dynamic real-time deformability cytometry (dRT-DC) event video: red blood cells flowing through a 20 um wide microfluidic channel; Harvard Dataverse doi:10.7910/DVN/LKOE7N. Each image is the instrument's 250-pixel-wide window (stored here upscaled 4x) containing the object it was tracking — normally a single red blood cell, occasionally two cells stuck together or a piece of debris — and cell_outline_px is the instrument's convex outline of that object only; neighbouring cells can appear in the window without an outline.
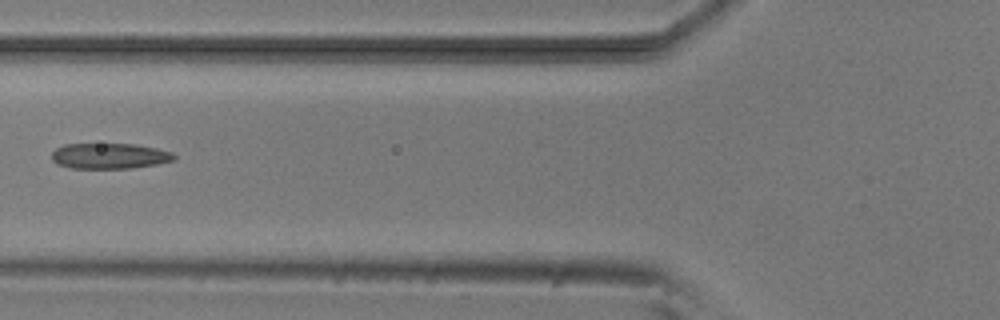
{"species": "common noctule bat (a hibernating species)", "species_latin": "Nyctalus noctula", "temperature_condition": "room temperature", "stored_images_in_passage": 6, "camera_frame_rate_fps": 3000, "um_per_image_px": 0.085, "animal": {"sex": "male", "body_mass_g": 20.5, "forearm_length_mm": 52.5}, "frame": {"image": 1, "passage_image": 6, "time_ms": 5.667, "image_size_px": [1000, 320], "cell_outline_px": [[176, 160], [156, 164], [132, 168], [72, 168], [56, 164], [52, 160], [52, 152], [56, 148], [64, 144], [136, 144], [156, 148], [172, 152], [176, 156]], "centroid_in_image_um": [9.31, 13.25], "position_along_channel_um": 116.5, "area_um2": 18.32}}